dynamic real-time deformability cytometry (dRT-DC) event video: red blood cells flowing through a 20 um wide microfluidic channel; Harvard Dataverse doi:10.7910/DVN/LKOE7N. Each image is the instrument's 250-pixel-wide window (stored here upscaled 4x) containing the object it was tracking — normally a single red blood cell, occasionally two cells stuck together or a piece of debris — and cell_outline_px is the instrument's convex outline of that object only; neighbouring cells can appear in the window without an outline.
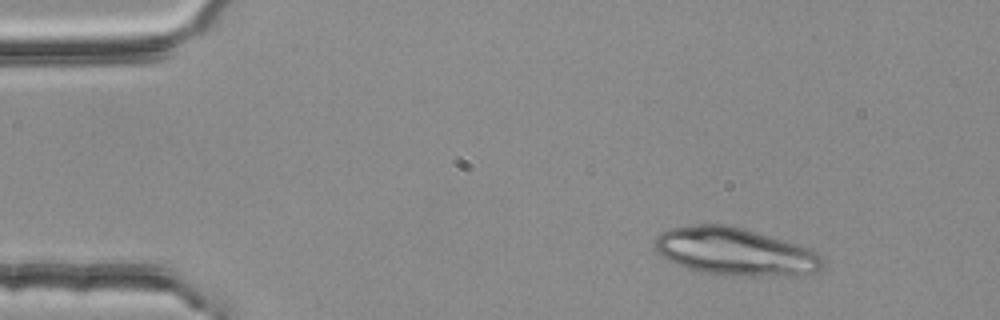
{"species": "common noctule bat (a hibernating species)", "species_latin": "Nyctalus noctula", "temperature_condition": "room temperature", "stored_images_in_passage": 2, "camera_frame_rate_fps": 3000, "um_per_image_px": 0.085, "animal": {"sex": "female", "body_mass_g": 25.1}, "frame": {"image": 1, "passage_image": 1, "time_ms": 0.0, "image_size_px": [1000, 320], "cell_outline_px": [[824, 260], [820, 268], [812, 272], [756, 276], [748, 276], [700, 272], [676, 264], [668, 260], [656, 252], [656, 240], [660, 232], [668, 228], [700, 224], [724, 224], [740, 228], [796, 244], [820, 252]], "centroid_in_image_um": [62.42, 21.37], "position_along_channel_um": 22.6, "area_um2": 45.66}}